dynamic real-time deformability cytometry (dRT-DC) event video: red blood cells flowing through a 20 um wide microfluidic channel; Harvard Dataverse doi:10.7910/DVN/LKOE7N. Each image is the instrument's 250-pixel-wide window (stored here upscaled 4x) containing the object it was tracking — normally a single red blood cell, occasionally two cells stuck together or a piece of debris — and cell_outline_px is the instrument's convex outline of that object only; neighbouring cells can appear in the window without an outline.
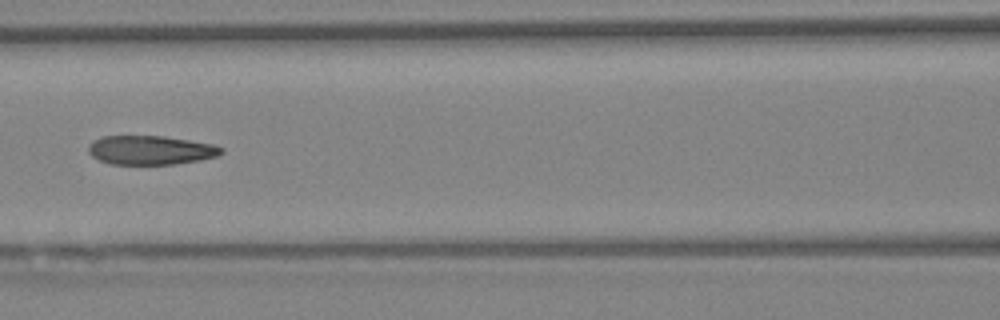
{"species": "Egyptian fruit bat (a non-hibernating species)", "species_latin": "Rousettus aegyptiacus", "temperature_condition": "warm", "stored_images_in_passage": 11, "camera_frame_rate_fps": 3000, "um_per_image_px": 0.085, "animal": {"sex": "female"}, "frame": {"image": 1, "passage_image": 7, "time_ms": 2.0, "image_size_px": [1000, 320], "cell_outline_px": [[224, 152], [216, 156], [200, 160], [176, 164], [112, 164], [100, 160], [92, 156], [88, 152], [88, 144], [92, 140], [104, 136], [164, 136], [212, 144], [224, 148]], "centroid_in_image_um": [12.79, 12.76], "position_along_channel_um": 153.8, "area_um2": 22.48}}
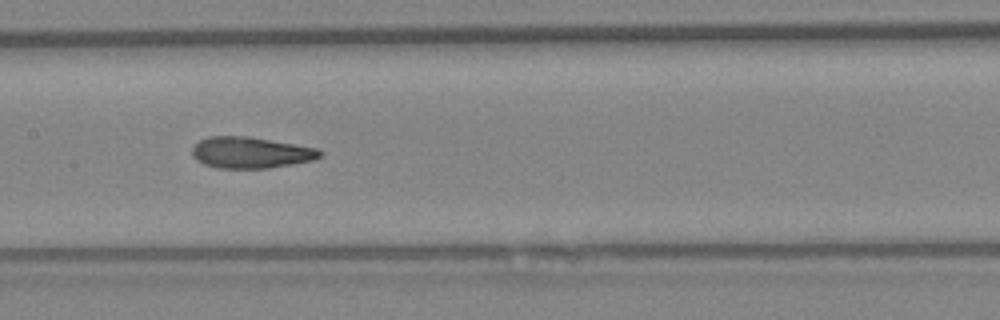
{"frame": {"image": 2, "passage_image": 8, "time_ms": 2.333, "image_size_px": [1000, 320], "cell_outline_px": [[324, 152], [320, 156], [312, 160], [268, 168], [216, 168], [204, 164], [196, 160], [192, 156], [192, 148], [200, 140], [208, 136], [248, 136], [320, 148]], "centroid_in_image_um": [21.31, 12.96], "position_along_channel_um": 186.1, "area_um2": 23.35}}
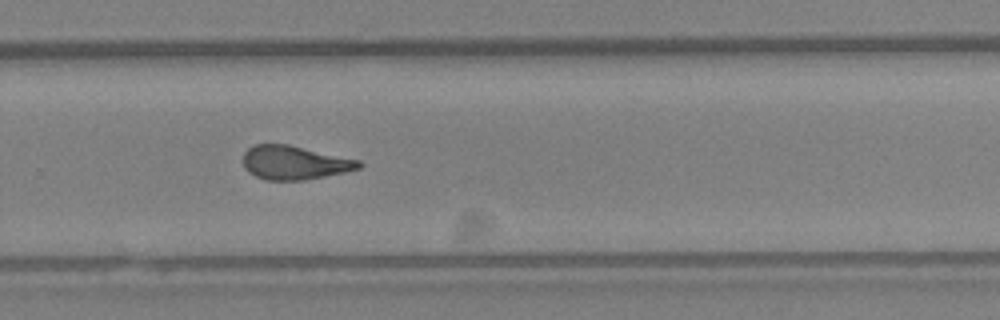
{"frame": {"image": 3, "passage_image": 11, "time_ms": 3.333, "image_size_px": [1000, 320], "cell_outline_px": [[364, 164], [360, 168], [344, 172], [304, 180], [264, 180], [248, 172], [244, 168], [244, 152], [248, 148], [256, 144], [288, 144], [360, 160]], "centroid_in_image_um": [25.03, 13.82], "position_along_channel_um": 304.8, "area_um2": 22.77}}